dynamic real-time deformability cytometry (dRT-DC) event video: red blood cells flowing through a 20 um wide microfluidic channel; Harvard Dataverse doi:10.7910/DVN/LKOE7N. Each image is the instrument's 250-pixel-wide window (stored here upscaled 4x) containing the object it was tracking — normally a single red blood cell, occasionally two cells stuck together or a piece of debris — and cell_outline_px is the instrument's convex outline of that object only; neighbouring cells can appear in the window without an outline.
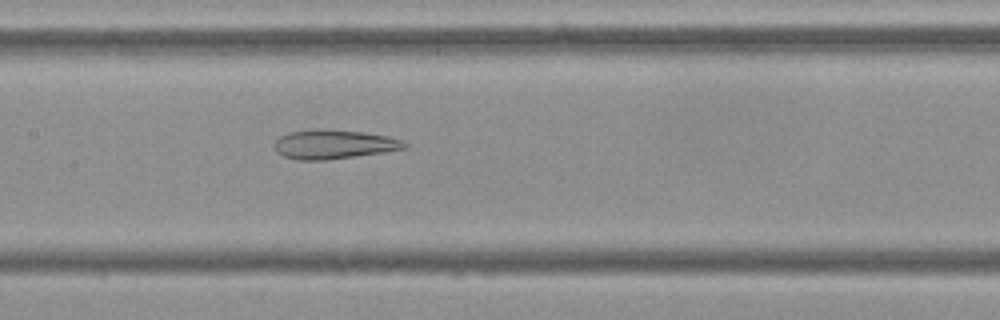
{"species": "Egyptian fruit bat (a non-hibernating species)", "species_latin": "Rousettus aegyptiacus", "temperature_condition": "cold", "stored_images_in_passage": 53, "camera_frame_rate_fps": 3000, "um_per_image_px": 0.085, "frame": {"image": 1, "passage_image": 25, "time_ms": 8.0, "image_size_px": [1000, 320], "cell_outline_px": [[408, 148], [356, 156], [324, 160], [300, 160], [284, 156], [276, 152], [272, 144], [280, 136], [288, 132], [360, 132], [388, 136], [400, 140], [408, 144]], "centroid_in_image_um": [28.37, 12.32], "position_along_channel_um": 179.0, "area_um2": 21.04}}
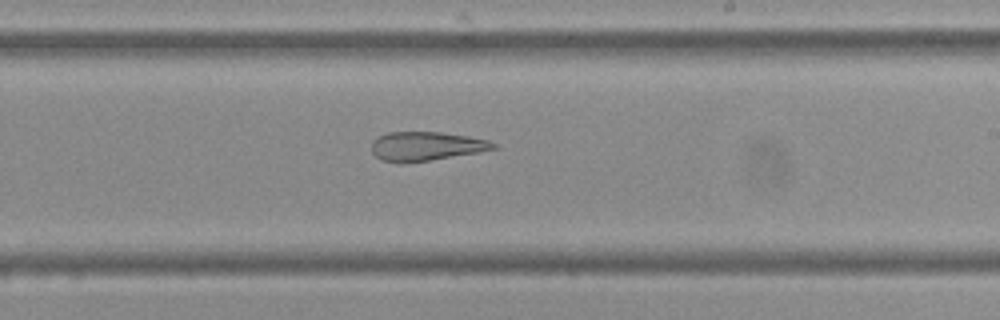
{"frame": {"image": 2, "passage_image": 31, "time_ms": 10.0, "image_size_px": [1000, 320], "cell_outline_px": [[500, 144], [496, 148], [480, 152], [404, 164], [400, 164], [380, 160], [372, 152], [372, 140], [388, 132], [440, 132], [468, 136], [488, 140]], "centroid_in_image_um": [36.22, 12.44], "position_along_channel_um": 252.8, "area_um2": 20.81}}
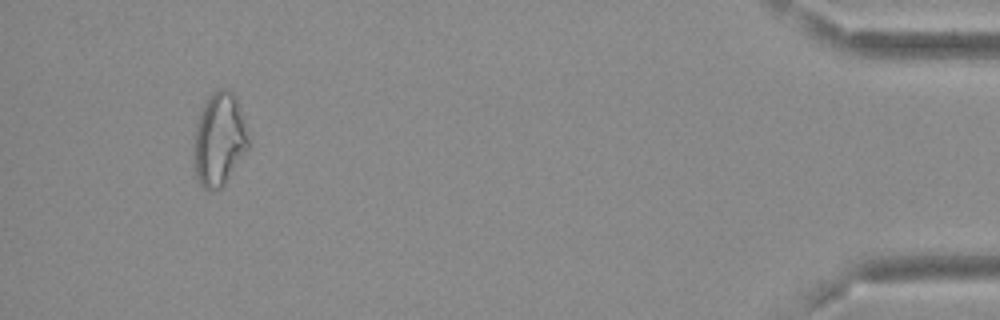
{"frame": {"image": 3, "passage_image": 50, "time_ms": 16.333, "image_size_px": [1000, 320], "cell_outline_px": [[248, 148], [224, 184], [220, 188], [208, 192], [200, 184], [196, 176], [192, 156], [196, 124], [204, 104], [208, 96], [212, 92], [220, 88], [224, 88], [232, 92], [236, 100], [248, 140]], "centroid_in_image_um": [18.57, 11.89], "position_along_channel_um": 416.6, "area_um2": 29.13}, "authors_computed_cell_mechanics": {"area_um2": 26.7614, "velocity_mm_per_s": 3.6998, "shape_relaxation_time_tau1_ms": null, "shape_relaxation_time_tau2_ms": 3.4692, "deformation_change_tau1": null, "deformation_change_tau2": 0.1308}}